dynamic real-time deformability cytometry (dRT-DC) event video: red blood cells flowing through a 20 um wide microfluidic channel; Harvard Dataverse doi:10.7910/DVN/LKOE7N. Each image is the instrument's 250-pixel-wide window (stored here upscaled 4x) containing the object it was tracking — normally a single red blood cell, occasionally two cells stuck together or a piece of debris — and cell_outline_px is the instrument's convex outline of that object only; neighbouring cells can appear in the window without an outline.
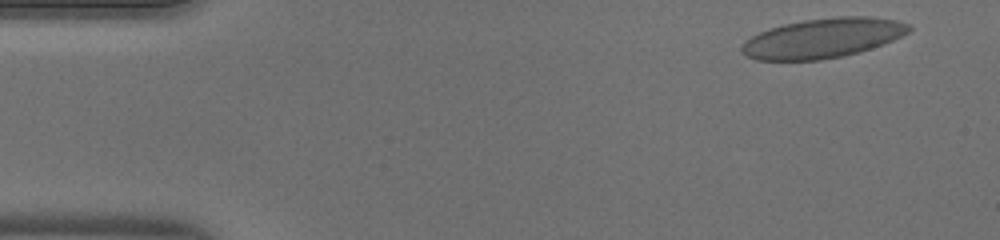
{"species": "human", "species_latin": "Homo sapiens", "temperature_condition": "warm", "stored_images_in_passage": 18, "camera_frame_rate_fps": 3000, "um_per_image_px": 0.085, "donor": {"sex": "male"}, "frame": {"image": 1, "passage_image": 2, "time_ms": 0.333, "image_size_px": [1000, 240], "cell_outline_px": [[912, 28], [908, 32], [892, 40], [844, 56], [820, 60], [756, 60], [748, 56], [740, 48], [744, 40], [760, 32], [784, 24], [804, 20], [836, 16], [868, 16], [896, 20], [908, 24]], "centroid_in_image_um": [69.92, 3.23], "position_along_channel_um": 15.1, "area_um2": 38.21}}
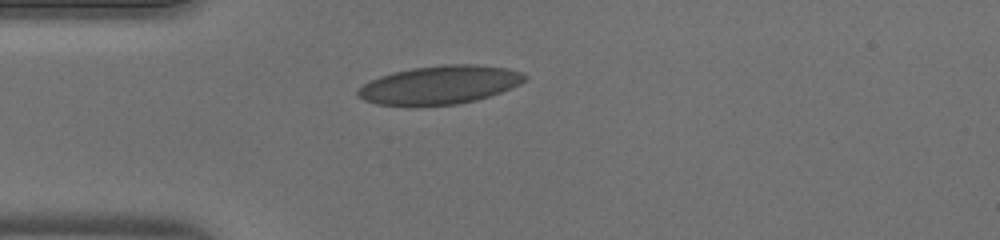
{"frame": {"image": 2, "passage_image": 11, "time_ms": 3.333, "image_size_px": [1000, 240], "cell_outline_px": [[528, 76], [520, 84], [500, 92], [476, 100], [460, 104], [416, 108], [408, 108], [376, 104], [364, 100], [356, 96], [356, 88], [380, 76], [392, 72], [412, 68], [444, 64], [476, 64], [508, 68], [520, 72]], "centroid_in_image_um": [37.3, 7.25], "position_along_channel_um": 47.7, "area_um2": 38.32}}
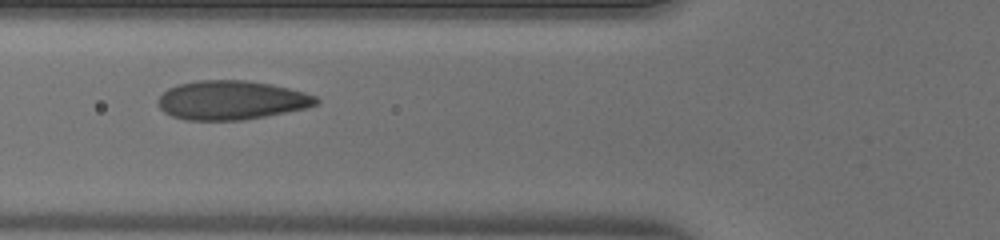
{"frame": {"image": 3, "passage_image": 16, "time_ms": 5.0, "image_size_px": [1000, 240], "cell_outline_px": [[320, 100], [316, 104], [308, 108], [244, 120], [184, 120], [172, 116], [164, 112], [160, 108], [160, 96], [168, 88], [180, 84], [200, 80], [244, 80], [272, 84], [304, 92], [316, 96]], "centroid_in_image_um": [19.7, 8.52], "position_along_channel_um": 106.1, "area_um2": 35.84}}